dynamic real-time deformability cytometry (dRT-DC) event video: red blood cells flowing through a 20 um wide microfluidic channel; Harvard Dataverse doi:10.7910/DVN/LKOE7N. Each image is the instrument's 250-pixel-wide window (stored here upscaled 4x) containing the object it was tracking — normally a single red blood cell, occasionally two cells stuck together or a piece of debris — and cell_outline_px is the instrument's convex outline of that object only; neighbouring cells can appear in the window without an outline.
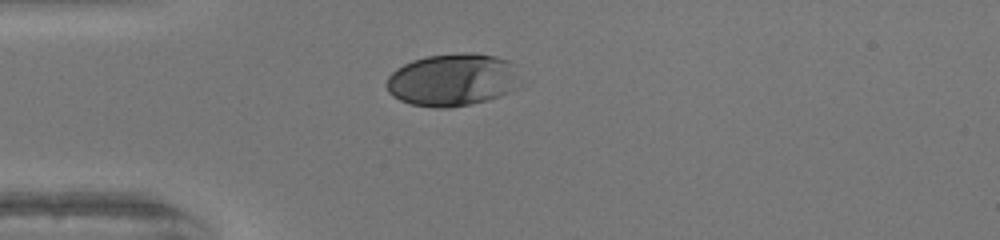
{"species": "human", "species_latin": "Homo sapiens", "temperature_condition": "warm", "stored_images_in_passage": 29, "camera_frame_rate_fps": 3000, "um_per_image_px": 0.085, "donor": {"sex": "female"}, "frame": {"image": 1, "passage_image": 1, "time_ms": 0.0, "image_size_px": [1000, 240], "cell_outline_px": [[524, 84], [520, 88], [500, 96], [488, 100], [448, 108], [436, 108], [412, 104], [400, 100], [392, 96], [388, 92], [384, 84], [388, 76], [396, 68], [412, 60], [428, 56], [464, 52], [468, 52], [496, 56], [508, 60], [512, 64]], "centroid_in_image_um": [38.49, 6.79], "position_along_channel_um": 46.5, "area_um2": 41.56}}
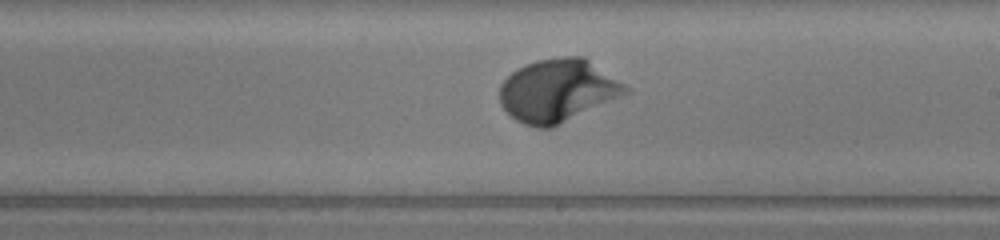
{"frame": {"image": 2, "passage_image": 17, "time_ms": 5.333, "image_size_px": [1000, 240], "cell_outline_px": [[632, 92], [552, 128], [536, 128], [524, 124], [516, 120], [500, 104], [500, 84], [516, 68], [524, 64], [536, 60], [564, 56], [584, 56], [632, 88]], "centroid_in_image_um": [47.45, 7.69], "position_along_channel_um": 241.6, "area_um2": 46.53}}
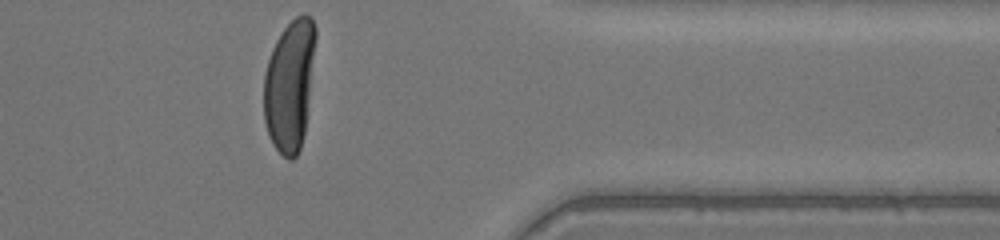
{"frame": {"image": 3, "passage_image": 29, "time_ms": 9.333, "image_size_px": [1000, 240], "cell_outline_px": [[316, 40], [304, 132], [300, 148], [296, 156], [292, 160], [288, 160], [272, 144], [264, 120], [264, 76], [268, 60], [272, 48], [280, 32], [296, 16], [304, 12], [312, 20], [316, 28]], "centroid_in_image_um": [24.61, 7.21], "position_along_channel_um": 386.8, "area_um2": 39.25}}